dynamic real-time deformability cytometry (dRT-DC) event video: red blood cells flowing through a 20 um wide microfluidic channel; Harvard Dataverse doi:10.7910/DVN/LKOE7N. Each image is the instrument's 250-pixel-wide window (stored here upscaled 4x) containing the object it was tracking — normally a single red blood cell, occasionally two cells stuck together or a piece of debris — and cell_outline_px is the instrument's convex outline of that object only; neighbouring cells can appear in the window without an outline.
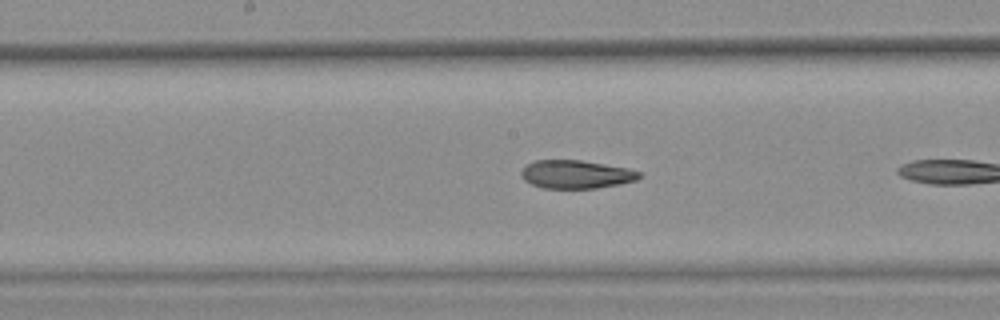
{"species": "common noctule bat (a hibernating species)", "species_latin": "Nyctalus noctula", "temperature_condition": "warm", "stored_images_in_passage": 10, "camera_frame_rate_fps": 3000, "um_per_image_px": 0.085, "animal": {"sex": "female", "body_mass_g": 25.1}, "frame": {"image": 1, "passage_image": 9, "time_ms": 2.667, "image_size_px": [1000, 320], "cell_outline_px": [[640, 176], [636, 180], [620, 184], [596, 188], [544, 188], [532, 184], [524, 180], [520, 176], [520, 172], [528, 164], [536, 160], [580, 160], [628, 168], [640, 172]], "centroid_in_image_um": [48.95, 14.82], "position_along_channel_um": 199.2, "area_um2": 19.31}}